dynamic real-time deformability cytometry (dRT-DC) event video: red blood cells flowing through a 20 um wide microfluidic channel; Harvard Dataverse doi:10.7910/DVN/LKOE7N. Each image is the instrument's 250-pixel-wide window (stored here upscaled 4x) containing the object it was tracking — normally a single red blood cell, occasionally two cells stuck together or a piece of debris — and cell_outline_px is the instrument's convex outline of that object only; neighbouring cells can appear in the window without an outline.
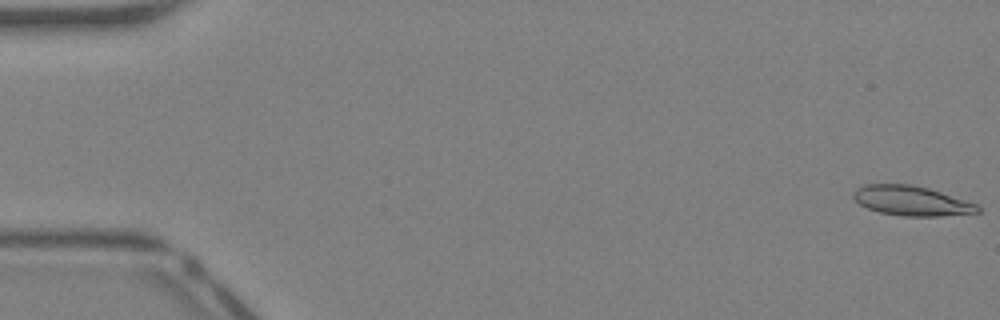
{"species": "Egyptian fruit bat (a non-hibernating species)", "species_latin": "Rousettus aegyptiacus", "temperature_condition": "warm", "stored_images_in_passage": 43, "segment_of_instrument_passage": [1, 2], "camera_frame_rate_fps": 3000, "um_per_image_px": 0.085, "animal": {"sex": "female"}, "frame": {"image": 1, "passage_image": 1, "time_ms": 0.0, "image_size_px": [1000, 320], "cell_outline_px": [[980, 212], [940, 216], [904, 216], [880, 212], [868, 208], [860, 204], [852, 196], [852, 192], [856, 188], [864, 184], [912, 184], [928, 188], [976, 204], [980, 208]], "centroid_in_image_um": [77.43, 17.06], "position_along_channel_um": 7.6, "area_um2": 21.33}}
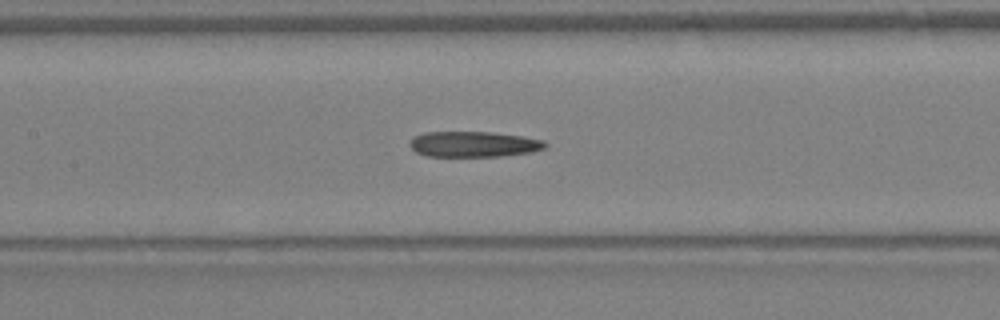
{"frame": {"image": 2, "passage_image": 20, "time_ms": 6.333, "image_size_px": [1000, 320], "cell_outline_px": [[548, 144], [544, 148], [532, 152], [500, 156], [428, 156], [416, 152], [408, 144], [412, 136], [424, 132], [492, 132], [524, 136], [544, 140]], "centroid_in_image_um": [40.26, 12.25], "position_along_channel_um": 167.1, "area_um2": 20.35}}
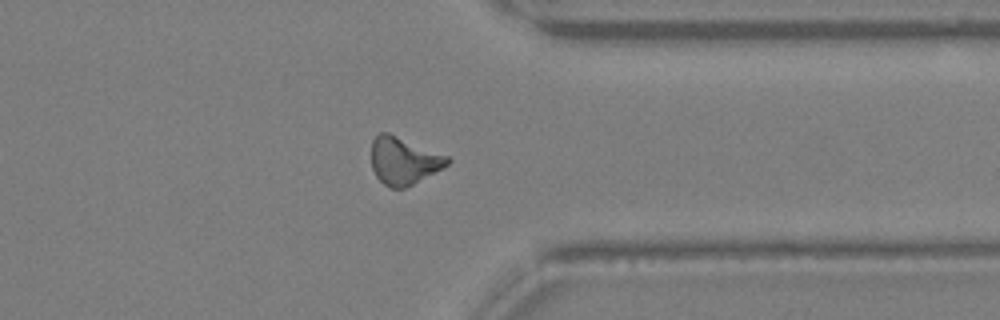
{"frame": {"image": 3, "passage_image": 33, "time_ms": 10.667, "image_size_px": [1000, 320], "cell_outline_px": [[452, 160], [448, 164], [412, 184], [404, 188], [392, 188], [384, 184], [376, 176], [372, 168], [372, 140], [380, 132], [388, 132], [448, 156]], "centroid_in_image_um": [34.29, 13.65], "position_along_channel_um": 377.1, "area_um2": 20.63}}